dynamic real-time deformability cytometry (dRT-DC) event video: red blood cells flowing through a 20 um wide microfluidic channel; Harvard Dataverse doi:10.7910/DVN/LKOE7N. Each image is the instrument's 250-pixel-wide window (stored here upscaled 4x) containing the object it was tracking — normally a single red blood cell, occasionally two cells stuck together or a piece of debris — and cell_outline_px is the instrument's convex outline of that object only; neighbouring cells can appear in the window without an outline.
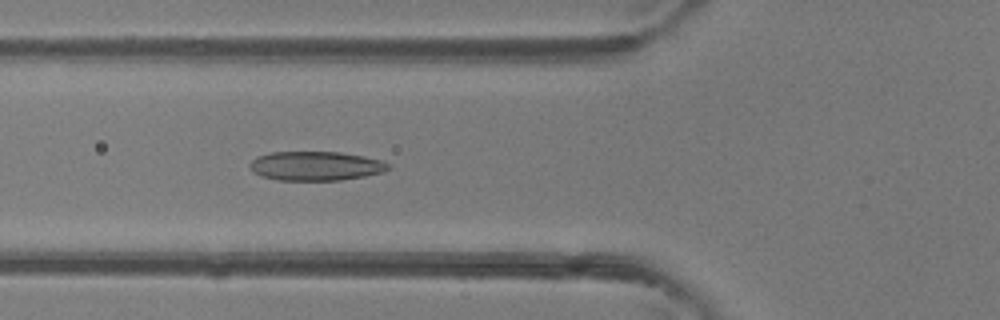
{"species": "common noctule bat (a hibernating species)", "species_latin": "Nyctalus noctula", "temperature_condition": "room temperature", "stored_images_in_passage": 46, "camera_frame_rate_fps": 3000, "um_per_image_px": 0.085, "animal": {"sex": "female"}, "frame": {"image": 1, "passage_image": 17, "time_ms": 5.333, "image_size_px": [1000, 320], "cell_outline_px": [[392, 168], [384, 172], [364, 176], [340, 180], [276, 180], [260, 176], [252, 172], [248, 164], [256, 156], [272, 152], [340, 152], [364, 156], [384, 160], [392, 164]], "centroid_in_image_um": [26.86, 14.1], "position_along_channel_um": 98.9, "area_um2": 23.93}}
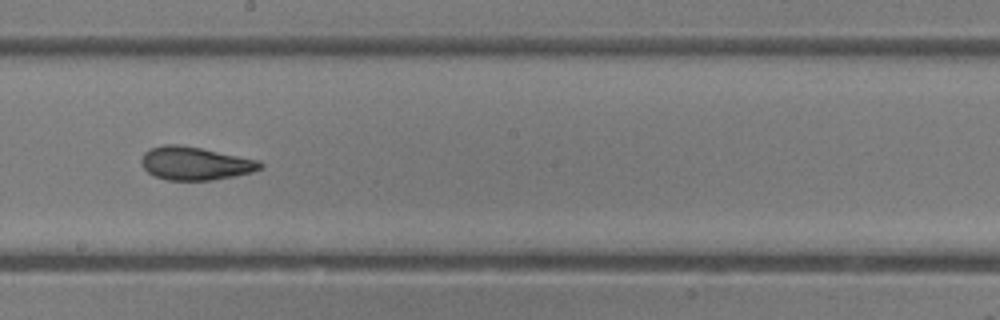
{"frame": {"image": 2, "passage_image": 26, "time_ms": 8.333, "image_size_px": [1000, 320], "cell_outline_px": [[264, 168], [252, 172], [212, 180], [168, 180], [156, 176], [148, 172], [144, 168], [140, 160], [144, 152], [152, 148], [164, 144], [176, 144], [200, 148], [260, 160], [264, 164]], "centroid_in_image_um": [16.61, 13.89], "position_along_channel_um": 231.6, "area_um2": 22.89}}
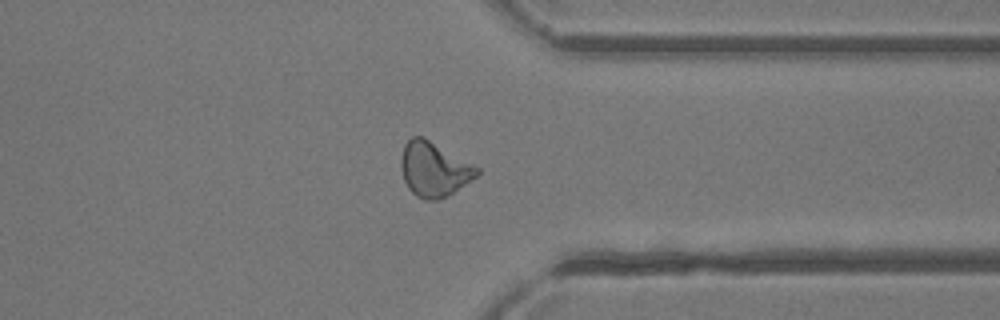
{"frame": {"image": 3, "passage_image": 36, "time_ms": 11.667, "image_size_px": [1000, 320], "cell_outline_px": [[480, 172], [476, 176], [448, 196], [436, 200], [424, 200], [416, 196], [408, 188], [404, 180], [400, 168], [400, 160], [404, 144], [412, 136], [424, 136], [480, 168]], "centroid_in_image_um": [36.86, 14.38], "position_along_channel_um": 374.5, "area_um2": 24.28}, "authors_computed_cell_mechanics": {"area_um2": 24.0737, "velocity_mm_per_s": 4.3972, "shape_relaxation_time_tau1_ms": 3.8968, "shape_relaxation_time_tau2_ms": 1.9167, "deformation_change_tau1": 0.1394, "deformation_change_tau2": 0.09}}